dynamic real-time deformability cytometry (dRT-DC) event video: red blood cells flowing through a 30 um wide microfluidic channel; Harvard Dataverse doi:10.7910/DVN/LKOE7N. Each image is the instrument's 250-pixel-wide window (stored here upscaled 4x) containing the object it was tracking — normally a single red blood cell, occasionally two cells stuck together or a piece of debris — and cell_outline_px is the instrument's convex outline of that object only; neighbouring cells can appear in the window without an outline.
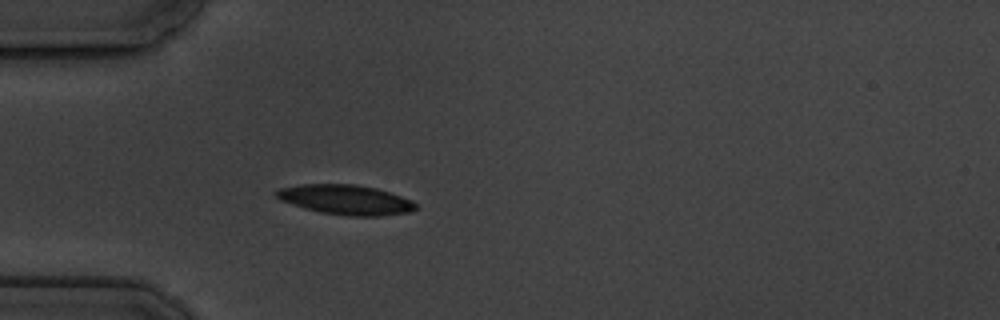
{"species": "common noctule bat (a hibernating species)", "species_latin": "Nyctalus noctula", "temperature_condition": "cold", "stored_images_in_passage": 4, "camera_frame_rate_fps": 3000, "um_per_image_px": 0.085, "animal": {"sex": "male", "body_mass_g": 19.5, "forearm_length_mm": 54.6}, "frame": {"image": 1, "passage_image": 4, "time_ms": 4.333, "image_size_px": [1000, 320], "cell_outline_px": [[420, 208], [412, 212], [380, 216], [348, 216], [320, 212], [304, 208], [280, 200], [272, 192], [280, 188], [300, 184], [356, 184], [376, 188], [412, 200]], "centroid_in_image_um": [29.4, 16.98], "position_along_channel_um": 55.6, "area_um2": 24.39}}